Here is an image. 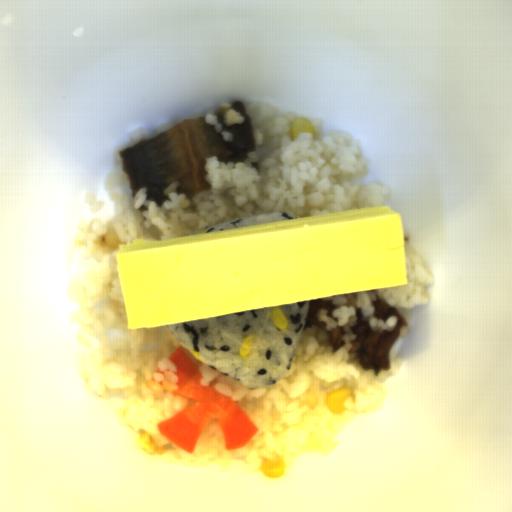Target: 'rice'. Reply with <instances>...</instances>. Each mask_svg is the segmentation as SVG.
<instances>
[{"label": "rice", "mask_w": 512, "mask_h": 512, "mask_svg": "<svg viewBox=\"0 0 512 512\" xmlns=\"http://www.w3.org/2000/svg\"><path fill=\"white\" fill-rule=\"evenodd\" d=\"M240 102L251 117L255 150L238 164L208 156L204 169L209 188L187 198L177 191L179 182H171L164 190L169 200L161 206L147 201L146 187L133 196L119 153L177 124L165 122L154 132L145 126L130 130L129 142L115 151L118 168L105 182L114 202L113 219L81 218L74 235L82 260L69 300L72 325L83 349L78 367L87 392L116 400L117 417L126 429L165 446L155 454L159 459L187 467L238 466L262 474L265 459H282L285 471L304 454L330 456L343 425L387 402L384 384L404 362L390 351V369L360 366L357 354L350 352L357 337L351 331L358 320L356 310H361L371 331H393L397 316L387 320L374 316L373 302L380 297L406 318L407 326L400 327L397 339L404 338L413 320L411 309L430 303L426 288L436 281L410 239L403 237L407 284L320 298L335 306L331 315L324 308L317 311V320L325 327H304L287 374L258 389L245 387L197 359L165 324L128 329L117 259L124 245L189 237L200 228L262 213L286 212L299 218L384 207L389 198V188L378 181L366 186L356 183L368 173L369 159L362 158L359 142L350 133L325 132L317 118L310 122L313 134L300 133L291 140L289 129L299 119L296 114L281 113L267 102ZM338 326L345 331V343L333 351L326 334ZM178 346L200 367V383L231 395L256 425L258 432L248 445L226 451L215 419L191 454L159 434L157 423L198 403L171 394L177 376L167 356ZM343 387L351 389L353 397L346 400L345 412L333 414L326 408V395Z\"/></svg>", "instance_id": "1"}, {"label": "rice", "mask_w": 512, "mask_h": 512, "mask_svg": "<svg viewBox=\"0 0 512 512\" xmlns=\"http://www.w3.org/2000/svg\"><path fill=\"white\" fill-rule=\"evenodd\" d=\"M292 218H299V216L287 213V212H268V213H261L256 214L252 216L232 219L229 221H225L222 223H218L215 225H211L204 228H199L191 233H189V236L198 235L203 229H207V233L212 232H218L223 230H229L234 228H240L245 226H251L256 224H262L267 222H273V221H279V220H286V219H292ZM206 233V234H207Z\"/></svg>", "instance_id": "3"}, {"label": "rice", "mask_w": 512, "mask_h": 512, "mask_svg": "<svg viewBox=\"0 0 512 512\" xmlns=\"http://www.w3.org/2000/svg\"><path fill=\"white\" fill-rule=\"evenodd\" d=\"M309 304L310 300L278 305L287 320L285 330L272 322L271 307L164 325L190 354L195 350L199 360L253 390L271 387L288 374L307 324ZM251 334L255 344L242 358L238 350Z\"/></svg>", "instance_id": "2"}, {"label": "rice", "mask_w": 512, "mask_h": 512, "mask_svg": "<svg viewBox=\"0 0 512 512\" xmlns=\"http://www.w3.org/2000/svg\"><path fill=\"white\" fill-rule=\"evenodd\" d=\"M217 110H223L224 112V122L225 125H232V124H241L244 122L245 118L242 114H239L234 108H233V102H225L219 105L216 108H213L206 112L202 117H204V121L207 124H210L214 127V129L217 131V133L222 134V137L224 141L230 142L233 141V136L228 131L224 130L222 125L219 124L218 118L215 115ZM201 117V118H202Z\"/></svg>", "instance_id": "4"}, {"label": "rice", "mask_w": 512, "mask_h": 512, "mask_svg": "<svg viewBox=\"0 0 512 512\" xmlns=\"http://www.w3.org/2000/svg\"><path fill=\"white\" fill-rule=\"evenodd\" d=\"M84 200L94 213L103 208V201L98 200L95 194L90 191L84 194Z\"/></svg>", "instance_id": "5"}]
</instances>
